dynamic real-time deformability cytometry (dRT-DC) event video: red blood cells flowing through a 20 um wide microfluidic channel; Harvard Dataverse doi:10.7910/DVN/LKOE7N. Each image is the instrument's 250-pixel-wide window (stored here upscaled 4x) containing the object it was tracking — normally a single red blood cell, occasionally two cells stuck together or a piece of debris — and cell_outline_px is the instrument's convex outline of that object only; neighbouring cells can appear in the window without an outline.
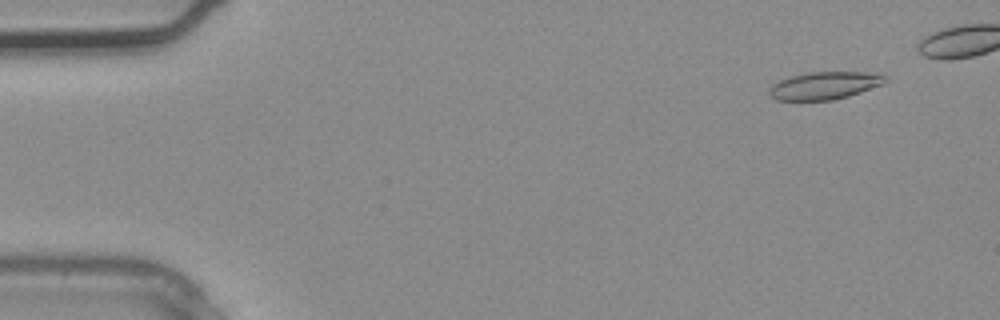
{"species": "common noctule bat (a hibernating species)", "species_latin": "Nyctalus noctula", "temperature_condition": "warm", "stored_images_in_passage": 3, "camera_frame_rate_fps": 3000, "um_per_image_px": 0.085, "animal": {"sex": "male", "body_mass_g": 20.4}, "frame": {"image": 1, "passage_image": 1, "time_ms": 0.0, "image_size_px": [1000, 320], "cell_outline_px": [[888, 80], [884, 84], [848, 96], [832, 100], [776, 100], [768, 92], [768, 88], [772, 84], [780, 80], [792, 76], [808, 72], [880, 72], [888, 76]], "centroid_in_image_um": [70.14, 7.26], "position_along_channel_um": 14.9, "area_um2": 18.84}}